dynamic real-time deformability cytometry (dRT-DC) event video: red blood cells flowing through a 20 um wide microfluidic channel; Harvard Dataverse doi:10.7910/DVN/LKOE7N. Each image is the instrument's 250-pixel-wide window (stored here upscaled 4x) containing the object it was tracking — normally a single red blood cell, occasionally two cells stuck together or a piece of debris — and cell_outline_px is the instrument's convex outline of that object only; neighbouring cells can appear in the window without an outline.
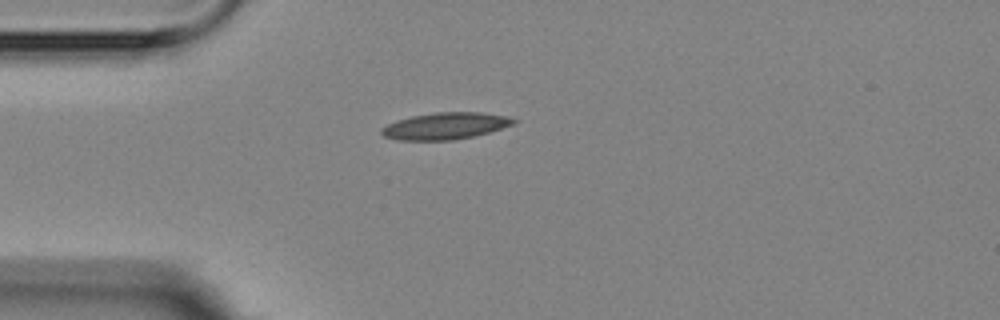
{"species": "Egyptian fruit bat (a non-hibernating species)", "species_latin": "Rousettus aegyptiacus", "temperature_condition": "room temperature", "stored_images_in_passage": 7, "camera_frame_rate_fps": 3000, "um_per_image_px": 0.085, "animal": {"sex": "female"}, "frame": {"image": 1, "passage_image": 1, "time_ms": 0.0, "image_size_px": [1000, 320], "cell_outline_px": [[516, 120], [512, 124], [488, 132], [472, 136], [452, 140], [400, 140], [384, 136], [380, 132], [380, 128], [396, 120], [412, 116], [436, 112], [480, 112], [508, 116]], "centroid_in_image_um": [37.81, 10.7], "position_along_channel_um": 47.2, "area_um2": 20.35}}
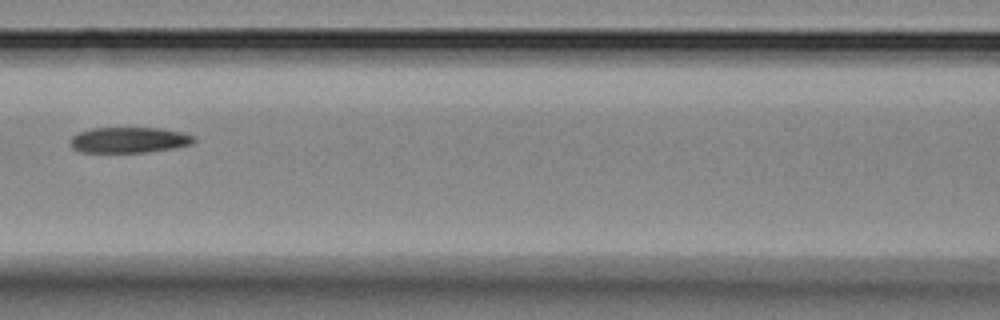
{"frame": {"image": 2, "passage_image": 4, "time_ms": 3.333, "image_size_px": [1000, 320], "cell_outline_px": [[196, 140], [192, 144], [172, 148], [148, 152], [80, 152], [72, 148], [68, 144], [68, 140], [72, 136], [80, 132], [92, 128], [160, 128], [180, 132], [196, 136]], "centroid_in_image_um": [10.94, 11.9], "position_along_channel_um": 155.7, "area_um2": 18.61}}
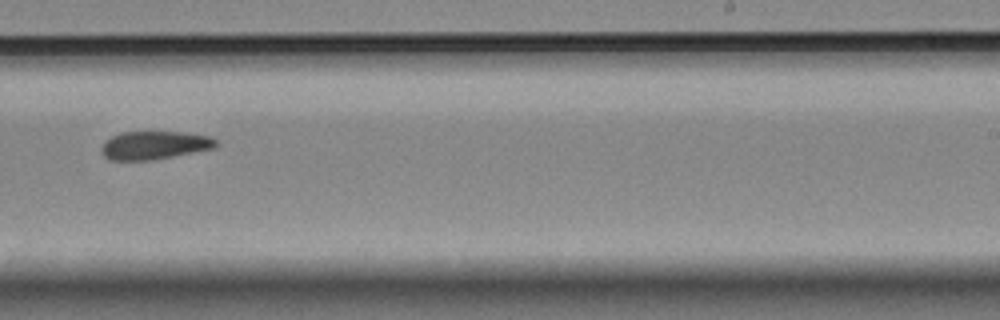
{"frame": {"image": 3, "passage_image": 7, "time_ms": 6.667, "image_size_px": [1000, 320], "cell_outline_px": [[220, 144], [216, 148], [152, 160], [108, 160], [100, 152], [100, 148], [104, 140], [120, 132], [180, 132], [212, 136]], "centroid_in_image_um": [13.12, 12.34], "position_along_channel_um": 275.9, "area_um2": 19.13}}